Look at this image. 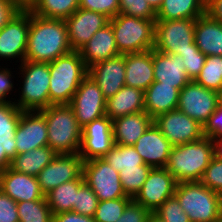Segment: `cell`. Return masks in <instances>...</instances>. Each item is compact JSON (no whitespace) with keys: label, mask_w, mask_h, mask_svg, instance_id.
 <instances>
[{"label":"cell","mask_w":222,"mask_h":222,"mask_svg":"<svg viewBox=\"0 0 222 222\" xmlns=\"http://www.w3.org/2000/svg\"><path fill=\"white\" fill-rule=\"evenodd\" d=\"M71 51L64 19L45 18L30 11L25 61L50 63Z\"/></svg>","instance_id":"cell-1"},{"label":"cell","mask_w":222,"mask_h":222,"mask_svg":"<svg viewBox=\"0 0 222 222\" xmlns=\"http://www.w3.org/2000/svg\"><path fill=\"white\" fill-rule=\"evenodd\" d=\"M213 157L212 140L203 136L197 141L173 146L165 168L177 183L200 181Z\"/></svg>","instance_id":"cell-2"},{"label":"cell","mask_w":222,"mask_h":222,"mask_svg":"<svg viewBox=\"0 0 222 222\" xmlns=\"http://www.w3.org/2000/svg\"><path fill=\"white\" fill-rule=\"evenodd\" d=\"M46 118L48 146L56 154L79 153L82 127L69 104L50 105L40 111Z\"/></svg>","instance_id":"cell-3"},{"label":"cell","mask_w":222,"mask_h":222,"mask_svg":"<svg viewBox=\"0 0 222 222\" xmlns=\"http://www.w3.org/2000/svg\"><path fill=\"white\" fill-rule=\"evenodd\" d=\"M49 71L50 105L70 104L80 83L88 75L80 53L74 50L50 62Z\"/></svg>","instance_id":"cell-4"},{"label":"cell","mask_w":222,"mask_h":222,"mask_svg":"<svg viewBox=\"0 0 222 222\" xmlns=\"http://www.w3.org/2000/svg\"><path fill=\"white\" fill-rule=\"evenodd\" d=\"M174 196L190 222H219L222 219V195L200 181L177 183Z\"/></svg>","instance_id":"cell-5"},{"label":"cell","mask_w":222,"mask_h":222,"mask_svg":"<svg viewBox=\"0 0 222 222\" xmlns=\"http://www.w3.org/2000/svg\"><path fill=\"white\" fill-rule=\"evenodd\" d=\"M19 76L21 75L18 99L13 102L21 111H41L50 106L49 63L23 61L18 65ZM23 75V76H22Z\"/></svg>","instance_id":"cell-6"},{"label":"cell","mask_w":222,"mask_h":222,"mask_svg":"<svg viewBox=\"0 0 222 222\" xmlns=\"http://www.w3.org/2000/svg\"><path fill=\"white\" fill-rule=\"evenodd\" d=\"M155 22L119 13L109 19L115 43L121 55L152 50L155 44Z\"/></svg>","instance_id":"cell-7"},{"label":"cell","mask_w":222,"mask_h":222,"mask_svg":"<svg viewBox=\"0 0 222 222\" xmlns=\"http://www.w3.org/2000/svg\"><path fill=\"white\" fill-rule=\"evenodd\" d=\"M195 23L196 19L156 20L153 49L172 55L192 50Z\"/></svg>","instance_id":"cell-8"},{"label":"cell","mask_w":222,"mask_h":222,"mask_svg":"<svg viewBox=\"0 0 222 222\" xmlns=\"http://www.w3.org/2000/svg\"><path fill=\"white\" fill-rule=\"evenodd\" d=\"M84 182L93 190L99 201L127 197L120 181L119 172L104 158H94L83 162Z\"/></svg>","instance_id":"cell-9"},{"label":"cell","mask_w":222,"mask_h":222,"mask_svg":"<svg viewBox=\"0 0 222 222\" xmlns=\"http://www.w3.org/2000/svg\"><path fill=\"white\" fill-rule=\"evenodd\" d=\"M221 98L219 92L190 80L179 92L177 109L204 126L217 109Z\"/></svg>","instance_id":"cell-10"},{"label":"cell","mask_w":222,"mask_h":222,"mask_svg":"<svg viewBox=\"0 0 222 222\" xmlns=\"http://www.w3.org/2000/svg\"><path fill=\"white\" fill-rule=\"evenodd\" d=\"M83 158L78 154H57L37 176L41 191L46 194L59 185L83 178Z\"/></svg>","instance_id":"cell-11"},{"label":"cell","mask_w":222,"mask_h":222,"mask_svg":"<svg viewBox=\"0 0 222 222\" xmlns=\"http://www.w3.org/2000/svg\"><path fill=\"white\" fill-rule=\"evenodd\" d=\"M29 28L30 11H19L11 18L0 30V59L18 58L20 64L25 60Z\"/></svg>","instance_id":"cell-12"},{"label":"cell","mask_w":222,"mask_h":222,"mask_svg":"<svg viewBox=\"0 0 222 222\" xmlns=\"http://www.w3.org/2000/svg\"><path fill=\"white\" fill-rule=\"evenodd\" d=\"M69 105L81 127L106 115V99L102 90L88 75L80 83Z\"/></svg>","instance_id":"cell-13"},{"label":"cell","mask_w":222,"mask_h":222,"mask_svg":"<svg viewBox=\"0 0 222 222\" xmlns=\"http://www.w3.org/2000/svg\"><path fill=\"white\" fill-rule=\"evenodd\" d=\"M153 122L173 146L194 142L204 136L203 126L178 109L159 115Z\"/></svg>","instance_id":"cell-14"},{"label":"cell","mask_w":222,"mask_h":222,"mask_svg":"<svg viewBox=\"0 0 222 222\" xmlns=\"http://www.w3.org/2000/svg\"><path fill=\"white\" fill-rule=\"evenodd\" d=\"M176 185L175 178L165 167L152 168L133 200L154 213L164 201L174 196Z\"/></svg>","instance_id":"cell-15"},{"label":"cell","mask_w":222,"mask_h":222,"mask_svg":"<svg viewBox=\"0 0 222 222\" xmlns=\"http://www.w3.org/2000/svg\"><path fill=\"white\" fill-rule=\"evenodd\" d=\"M114 145L112 120L105 115L82 127L78 154L83 161L103 158Z\"/></svg>","instance_id":"cell-16"},{"label":"cell","mask_w":222,"mask_h":222,"mask_svg":"<svg viewBox=\"0 0 222 222\" xmlns=\"http://www.w3.org/2000/svg\"><path fill=\"white\" fill-rule=\"evenodd\" d=\"M14 139L17 154L48 146L45 116L40 111H22Z\"/></svg>","instance_id":"cell-17"},{"label":"cell","mask_w":222,"mask_h":222,"mask_svg":"<svg viewBox=\"0 0 222 222\" xmlns=\"http://www.w3.org/2000/svg\"><path fill=\"white\" fill-rule=\"evenodd\" d=\"M71 49L79 51L99 29L109 23L105 15L78 8L70 17L65 19Z\"/></svg>","instance_id":"cell-18"},{"label":"cell","mask_w":222,"mask_h":222,"mask_svg":"<svg viewBox=\"0 0 222 222\" xmlns=\"http://www.w3.org/2000/svg\"><path fill=\"white\" fill-rule=\"evenodd\" d=\"M88 76L102 90L105 99L114 96L125 86V54L89 67Z\"/></svg>","instance_id":"cell-19"},{"label":"cell","mask_w":222,"mask_h":222,"mask_svg":"<svg viewBox=\"0 0 222 222\" xmlns=\"http://www.w3.org/2000/svg\"><path fill=\"white\" fill-rule=\"evenodd\" d=\"M133 147L140 154L146 165L157 168L167 165L173 145L153 122Z\"/></svg>","instance_id":"cell-20"},{"label":"cell","mask_w":222,"mask_h":222,"mask_svg":"<svg viewBox=\"0 0 222 222\" xmlns=\"http://www.w3.org/2000/svg\"><path fill=\"white\" fill-rule=\"evenodd\" d=\"M0 190L16 202L41 200L45 197L36 176L16 172L10 167L0 174Z\"/></svg>","instance_id":"cell-21"},{"label":"cell","mask_w":222,"mask_h":222,"mask_svg":"<svg viewBox=\"0 0 222 222\" xmlns=\"http://www.w3.org/2000/svg\"><path fill=\"white\" fill-rule=\"evenodd\" d=\"M87 68L96 63L121 55L115 43L110 23L93 34L91 39L78 51Z\"/></svg>","instance_id":"cell-22"},{"label":"cell","mask_w":222,"mask_h":222,"mask_svg":"<svg viewBox=\"0 0 222 222\" xmlns=\"http://www.w3.org/2000/svg\"><path fill=\"white\" fill-rule=\"evenodd\" d=\"M154 81L173 85L179 91L190 81L183 59L179 55L161 53L153 49Z\"/></svg>","instance_id":"cell-23"},{"label":"cell","mask_w":222,"mask_h":222,"mask_svg":"<svg viewBox=\"0 0 222 222\" xmlns=\"http://www.w3.org/2000/svg\"><path fill=\"white\" fill-rule=\"evenodd\" d=\"M153 82V49L125 54V85L145 91Z\"/></svg>","instance_id":"cell-24"},{"label":"cell","mask_w":222,"mask_h":222,"mask_svg":"<svg viewBox=\"0 0 222 222\" xmlns=\"http://www.w3.org/2000/svg\"><path fill=\"white\" fill-rule=\"evenodd\" d=\"M152 123L153 119L145 111L112 120L114 143L133 146Z\"/></svg>","instance_id":"cell-25"},{"label":"cell","mask_w":222,"mask_h":222,"mask_svg":"<svg viewBox=\"0 0 222 222\" xmlns=\"http://www.w3.org/2000/svg\"><path fill=\"white\" fill-rule=\"evenodd\" d=\"M179 90L173 85L154 81L144 91L145 112L154 120L159 115L175 110L179 103Z\"/></svg>","instance_id":"cell-26"},{"label":"cell","mask_w":222,"mask_h":222,"mask_svg":"<svg viewBox=\"0 0 222 222\" xmlns=\"http://www.w3.org/2000/svg\"><path fill=\"white\" fill-rule=\"evenodd\" d=\"M194 41L206 56H222V23L206 13L196 19Z\"/></svg>","instance_id":"cell-27"},{"label":"cell","mask_w":222,"mask_h":222,"mask_svg":"<svg viewBox=\"0 0 222 222\" xmlns=\"http://www.w3.org/2000/svg\"><path fill=\"white\" fill-rule=\"evenodd\" d=\"M145 111L144 91L123 86L114 96L106 99V116L111 120Z\"/></svg>","instance_id":"cell-28"},{"label":"cell","mask_w":222,"mask_h":222,"mask_svg":"<svg viewBox=\"0 0 222 222\" xmlns=\"http://www.w3.org/2000/svg\"><path fill=\"white\" fill-rule=\"evenodd\" d=\"M21 113L13 101L0 104V146L10 161L17 155L14 137Z\"/></svg>","instance_id":"cell-29"},{"label":"cell","mask_w":222,"mask_h":222,"mask_svg":"<svg viewBox=\"0 0 222 222\" xmlns=\"http://www.w3.org/2000/svg\"><path fill=\"white\" fill-rule=\"evenodd\" d=\"M206 13V0H164L156 20L197 19Z\"/></svg>","instance_id":"cell-30"},{"label":"cell","mask_w":222,"mask_h":222,"mask_svg":"<svg viewBox=\"0 0 222 222\" xmlns=\"http://www.w3.org/2000/svg\"><path fill=\"white\" fill-rule=\"evenodd\" d=\"M57 154L49 147L44 146L17 154L10 164L16 172L38 176L40 171L48 165Z\"/></svg>","instance_id":"cell-31"},{"label":"cell","mask_w":222,"mask_h":222,"mask_svg":"<svg viewBox=\"0 0 222 222\" xmlns=\"http://www.w3.org/2000/svg\"><path fill=\"white\" fill-rule=\"evenodd\" d=\"M84 179H76L63 183L45 194L47 204L53 215L73 212L76 203V192L84 184Z\"/></svg>","instance_id":"cell-32"},{"label":"cell","mask_w":222,"mask_h":222,"mask_svg":"<svg viewBox=\"0 0 222 222\" xmlns=\"http://www.w3.org/2000/svg\"><path fill=\"white\" fill-rule=\"evenodd\" d=\"M103 158L118 172L124 168L146 165L133 146L115 144Z\"/></svg>","instance_id":"cell-33"},{"label":"cell","mask_w":222,"mask_h":222,"mask_svg":"<svg viewBox=\"0 0 222 222\" xmlns=\"http://www.w3.org/2000/svg\"><path fill=\"white\" fill-rule=\"evenodd\" d=\"M79 8V0H39L32 12L45 18L66 19Z\"/></svg>","instance_id":"cell-34"},{"label":"cell","mask_w":222,"mask_h":222,"mask_svg":"<svg viewBox=\"0 0 222 222\" xmlns=\"http://www.w3.org/2000/svg\"><path fill=\"white\" fill-rule=\"evenodd\" d=\"M195 81L222 94V56H206L205 64Z\"/></svg>","instance_id":"cell-35"},{"label":"cell","mask_w":222,"mask_h":222,"mask_svg":"<svg viewBox=\"0 0 222 222\" xmlns=\"http://www.w3.org/2000/svg\"><path fill=\"white\" fill-rule=\"evenodd\" d=\"M19 222H53V213L46 198L17 202Z\"/></svg>","instance_id":"cell-36"},{"label":"cell","mask_w":222,"mask_h":222,"mask_svg":"<svg viewBox=\"0 0 222 222\" xmlns=\"http://www.w3.org/2000/svg\"><path fill=\"white\" fill-rule=\"evenodd\" d=\"M152 167L140 165L131 168H124L119 172L122 188L127 197L134 199L142 188Z\"/></svg>","instance_id":"cell-37"},{"label":"cell","mask_w":222,"mask_h":222,"mask_svg":"<svg viewBox=\"0 0 222 222\" xmlns=\"http://www.w3.org/2000/svg\"><path fill=\"white\" fill-rule=\"evenodd\" d=\"M132 200V198H118L99 201L93 217L95 222H116Z\"/></svg>","instance_id":"cell-38"},{"label":"cell","mask_w":222,"mask_h":222,"mask_svg":"<svg viewBox=\"0 0 222 222\" xmlns=\"http://www.w3.org/2000/svg\"><path fill=\"white\" fill-rule=\"evenodd\" d=\"M98 202L96 194L84 183L76 192V203L73 206V212L94 217Z\"/></svg>","instance_id":"cell-39"},{"label":"cell","mask_w":222,"mask_h":222,"mask_svg":"<svg viewBox=\"0 0 222 222\" xmlns=\"http://www.w3.org/2000/svg\"><path fill=\"white\" fill-rule=\"evenodd\" d=\"M119 13L148 20H156V12L146 0H119Z\"/></svg>","instance_id":"cell-40"},{"label":"cell","mask_w":222,"mask_h":222,"mask_svg":"<svg viewBox=\"0 0 222 222\" xmlns=\"http://www.w3.org/2000/svg\"><path fill=\"white\" fill-rule=\"evenodd\" d=\"M154 213L164 222H190L188 215L175 196L164 201Z\"/></svg>","instance_id":"cell-41"},{"label":"cell","mask_w":222,"mask_h":222,"mask_svg":"<svg viewBox=\"0 0 222 222\" xmlns=\"http://www.w3.org/2000/svg\"><path fill=\"white\" fill-rule=\"evenodd\" d=\"M178 55L183 59L187 76L190 80H195L205 64L206 55L199 50L196 44H192V50L180 52Z\"/></svg>","instance_id":"cell-42"},{"label":"cell","mask_w":222,"mask_h":222,"mask_svg":"<svg viewBox=\"0 0 222 222\" xmlns=\"http://www.w3.org/2000/svg\"><path fill=\"white\" fill-rule=\"evenodd\" d=\"M200 182L212 191L222 195V161L213 157Z\"/></svg>","instance_id":"cell-43"},{"label":"cell","mask_w":222,"mask_h":222,"mask_svg":"<svg viewBox=\"0 0 222 222\" xmlns=\"http://www.w3.org/2000/svg\"><path fill=\"white\" fill-rule=\"evenodd\" d=\"M79 8L98 12L112 19L119 14V0H79Z\"/></svg>","instance_id":"cell-44"},{"label":"cell","mask_w":222,"mask_h":222,"mask_svg":"<svg viewBox=\"0 0 222 222\" xmlns=\"http://www.w3.org/2000/svg\"><path fill=\"white\" fill-rule=\"evenodd\" d=\"M150 214L151 212L144 206L132 200L116 222H147Z\"/></svg>","instance_id":"cell-45"},{"label":"cell","mask_w":222,"mask_h":222,"mask_svg":"<svg viewBox=\"0 0 222 222\" xmlns=\"http://www.w3.org/2000/svg\"><path fill=\"white\" fill-rule=\"evenodd\" d=\"M203 135L211 139L222 137V98L219 101L217 109L209 117L203 126Z\"/></svg>","instance_id":"cell-46"},{"label":"cell","mask_w":222,"mask_h":222,"mask_svg":"<svg viewBox=\"0 0 222 222\" xmlns=\"http://www.w3.org/2000/svg\"><path fill=\"white\" fill-rule=\"evenodd\" d=\"M0 222H19L17 202L0 190Z\"/></svg>","instance_id":"cell-47"},{"label":"cell","mask_w":222,"mask_h":222,"mask_svg":"<svg viewBox=\"0 0 222 222\" xmlns=\"http://www.w3.org/2000/svg\"><path fill=\"white\" fill-rule=\"evenodd\" d=\"M10 68H3L0 66V104H4L8 101H13L15 98H10V95L14 91V81L12 80L14 75ZM13 81V82H12ZM10 94V95H9ZM9 96V97H8Z\"/></svg>","instance_id":"cell-48"},{"label":"cell","mask_w":222,"mask_h":222,"mask_svg":"<svg viewBox=\"0 0 222 222\" xmlns=\"http://www.w3.org/2000/svg\"><path fill=\"white\" fill-rule=\"evenodd\" d=\"M19 10L11 0H0V30L17 14Z\"/></svg>","instance_id":"cell-49"},{"label":"cell","mask_w":222,"mask_h":222,"mask_svg":"<svg viewBox=\"0 0 222 222\" xmlns=\"http://www.w3.org/2000/svg\"><path fill=\"white\" fill-rule=\"evenodd\" d=\"M53 222H95V220L93 217L71 211L53 215Z\"/></svg>","instance_id":"cell-50"},{"label":"cell","mask_w":222,"mask_h":222,"mask_svg":"<svg viewBox=\"0 0 222 222\" xmlns=\"http://www.w3.org/2000/svg\"><path fill=\"white\" fill-rule=\"evenodd\" d=\"M206 14L222 23V0H206Z\"/></svg>","instance_id":"cell-51"},{"label":"cell","mask_w":222,"mask_h":222,"mask_svg":"<svg viewBox=\"0 0 222 222\" xmlns=\"http://www.w3.org/2000/svg\"><path fill=\"white\" fill-rule=\"evenodd\" d=\"M19 11H32L39 0H11Z\"/></svg>","instance_id":"cell-52"},{"label":"cell","mask_w":222,"mask_h":222,"mask_svg":"<svg viewBox=\"0 0 222 222\" xmlns=\"http://www.w3.org/2000/svg\"><path fill=\"white\" fill-rule=\"evenodd\" d=\"M211 140L213 143L214 157L222 161V137Z\"/></svg>","instance_id":"cell-53"},{"label":"cell","mask_w":222,"mask_h":222,"mask_svg":"<svg viewBox=\"0 0 222 222\" xmlns=\"http://www.w3.org/2000/svg\"><path fill=\"white\" fill-rule=\"evenodd\" d=\"M10 164L11 161L7 158L5 150L0 146V174L10 167Z\"/></svg>","instance_id":"cell-54"},{"label":"cell","mask_w":222,"mask_h":222,"mask_svg":"<svg viewBox=\"0 0 222 222\" xmlns=\"http://www.w3.org/2000/svg\"><path fill=\"white\" fill-rule=\"evenodd\" d=\"M152 9L157 12L164 0H146Z\"/></svg>","instance_id":"cell-55"},{"label":"cell","mask_w":222,"mask_h":222,"mask_svg":"<svg viewBox=\"0 0 222 222\" xmlns=\"http://www.w3.org/2000/svg\"><path fill=\"white\" fill-rule=\"evenodd\" d=\"M147 222H164V221L155 213H151L147 219Z\"/></svg>","instance_id":"cell-56"}]
</instances>
